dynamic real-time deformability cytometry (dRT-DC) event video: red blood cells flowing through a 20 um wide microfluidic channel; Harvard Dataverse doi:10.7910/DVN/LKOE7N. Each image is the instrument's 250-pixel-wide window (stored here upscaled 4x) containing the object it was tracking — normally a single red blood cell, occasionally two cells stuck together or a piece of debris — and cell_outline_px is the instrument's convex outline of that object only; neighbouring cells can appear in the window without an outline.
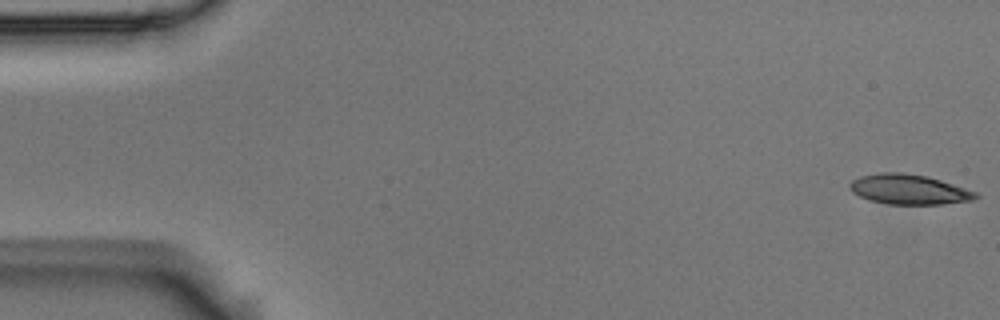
{"species": "Egyptian fruit bat (a non-hibernating species)", "species_latin": "Rousettus aegyptiacus", "temperature_condition": "room temperature", "stored_images_in_passage": 55, "camera_frame_rate_fps": 3000, "um_per_image_px": 0.085, "animal": {"sex": "male"}, "frame": {"image": 1, "passage_image": 1, "time_ms": 0.0, "image_size_px": [1000, 320], "cell_outline_px": [[980, 196], [972, 200], [940, 204], [888, 204], [868, 200], [852, 192], [848, 188], [848, 184], [852, 180], [860, 176], [880, 172], [900, 172], [924, 176], [940, 180], [976, 192]], "centroid_in_image_um": [77.2, 16.1], "position_along_channel_um": 7.8, "area_um2": 21.85}}
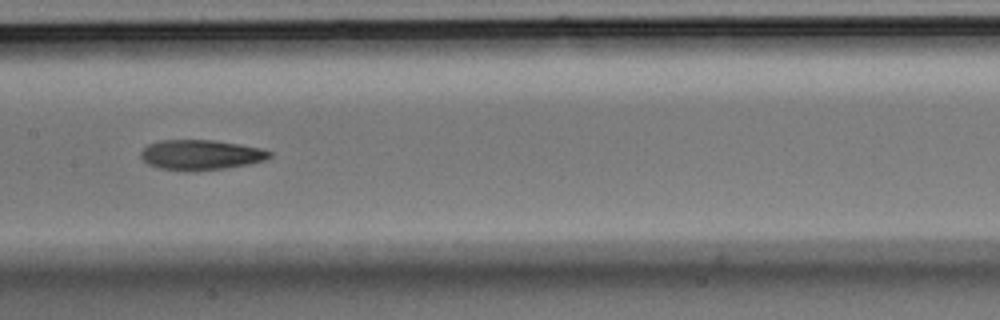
{"frame": {"image": 2, "passage_image": 27, "time_ms": 8.667, "image_size_px": [1000, 320], "cell_outline_px": [[272, 156], [268, 160], [252, 164], [228, 168], [196, 172], [184, 172], [156, 168], [148, 164], [140, 156], [140, 152], [148, 144], [160, 140], [212, 140], [240, 144], [260, 148], [272, 152]], "centroid_in_image_um": [17.09, 13.19], "position_along_channel_um": 190.3, "area_um2": 23.24}}
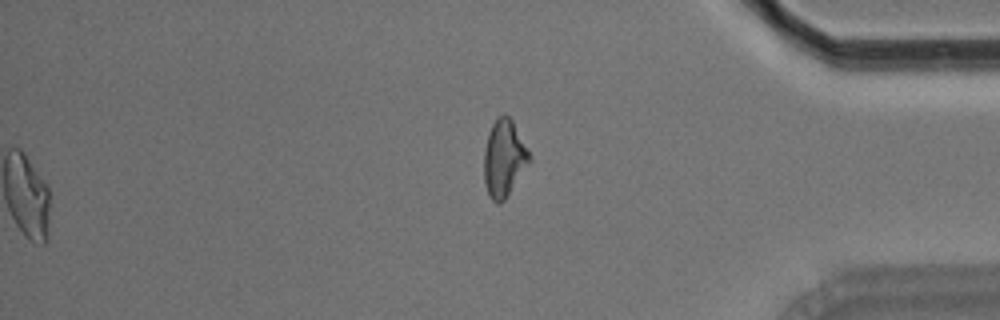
{"frame": {"image": 3, "passage_image": 55, "time_ms": 18.0, "image_size_px": [1000, 320], "cell_outline_px": [[532, 160], [504, 200], [500, 204], [496, 204], [488, 196], [484, 180], [484, 152], [488, 132], [496, 116], [504, 112], [512, 120]], "centroid_in_image_um": [42.82, 13.46], "position_along_channel_um": 392.4, "area_um2": 20.35}, "authors_computed_cell_mechanics": {"area_um2": 22.3686, "velocity_mm_per_s": 3.6901, "shape_relaxation_time_tau1_ms": 5.5539, "shape_relaxation_time_tau2_ms": 5.7841, "deformation_change_tau1": 0.1871, "deformation_change_tau2": 0.1516}}